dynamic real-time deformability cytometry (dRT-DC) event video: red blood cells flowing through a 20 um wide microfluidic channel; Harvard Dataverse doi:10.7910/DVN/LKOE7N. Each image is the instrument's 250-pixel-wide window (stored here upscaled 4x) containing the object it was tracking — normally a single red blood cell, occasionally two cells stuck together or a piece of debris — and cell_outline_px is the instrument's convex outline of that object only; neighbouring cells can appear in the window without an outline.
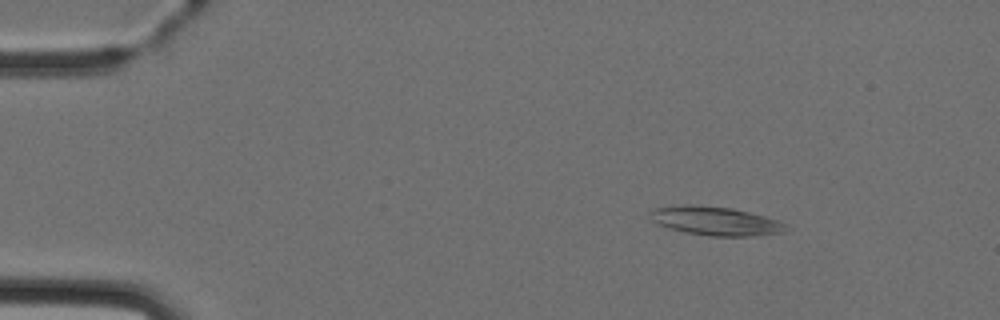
{"species": "Egyptian fruit bat (a non-hibernating species)", "species_latin": "Rousettus aegyptiacus", "temperature_condition": "cold", "stored_images_in_passage": 2, "camera_frame_rate_fps": 3000, "um_per_image_px": 0.085, "animal": {"sex": "female"}, "frame": {"image": 1, "passage_image": 1, "time_ms": 0.0, "image_size_px": [1000, 320], "cell_outline_px": [[788, 224], [784, 232], [756, 236], [708, 236], [684, 232], [656, 224], [648, 216], [648, 212], [656, 208], [684, 204], [692, 204], [732, 208], [780, 220]], "centroid_in_image_um": [60.81, 18.78], "position_along_channel_um": 24.2, "area_um2": 23.0}}